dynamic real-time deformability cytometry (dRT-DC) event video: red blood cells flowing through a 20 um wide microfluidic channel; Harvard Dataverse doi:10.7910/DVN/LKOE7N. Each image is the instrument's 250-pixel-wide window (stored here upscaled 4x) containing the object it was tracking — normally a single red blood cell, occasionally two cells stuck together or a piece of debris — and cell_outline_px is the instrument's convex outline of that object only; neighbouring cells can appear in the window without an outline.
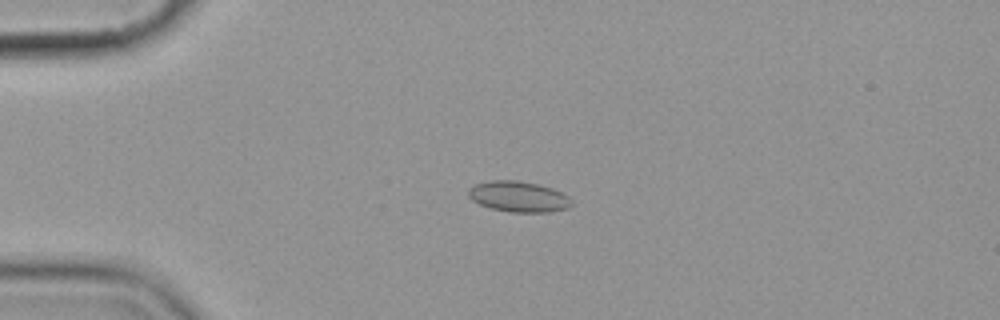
{"species": "common noctule bat (a hibernating species)", "species_latin": "Nyctalus noctula", "temperature_condition": "cold", "stored_images_in_passage": 4, "camera_frame_rate_fps": 3000, "um_per_image_px": 0.085, "animal": {"sex": "female", "body_mass_g": 19.9}, "frame": {"image": 1, "passage_image": 3, "time_ms": 2.333, "image_size_px": [1000, 320], "cell_outline_px": [[572, 204], [568, 208], [548, 212], [508, 212], [492, 208], [480, 204], [472, 200], [468, 196], [468, 188], [476, 184], [488, 180], [516, 180], [536, 184], [552, 188], [568, 196], [572, 200]], "centroid_in_image_um": [44.06, 16.71], "position_along_channel_um": 40.9, "area_um2": 18.44}}